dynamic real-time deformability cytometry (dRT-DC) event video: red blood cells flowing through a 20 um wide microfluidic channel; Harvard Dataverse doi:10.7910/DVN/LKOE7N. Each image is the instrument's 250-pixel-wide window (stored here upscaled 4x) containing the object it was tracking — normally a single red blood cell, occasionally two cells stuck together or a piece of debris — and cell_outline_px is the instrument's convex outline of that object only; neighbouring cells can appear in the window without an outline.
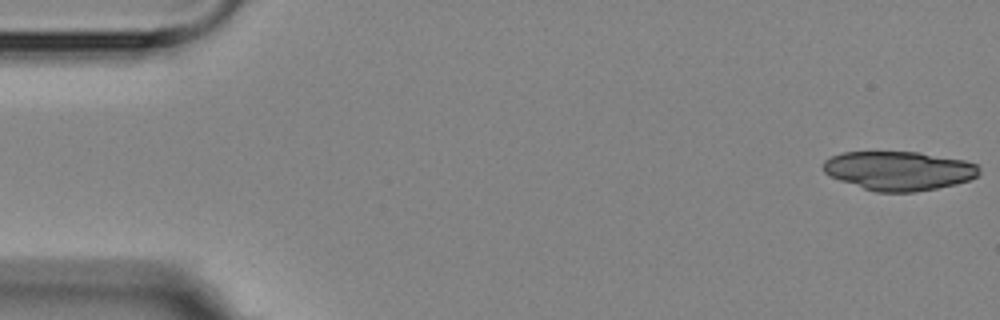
{"species": "Egyptian fruit bat (a non-hibernating species)", "species_latin": "Rousettus aegyptiacus", "temperature_condition": "room temperature", "stored_images_in_passage": 5, "camera_frame_rate_fps": 3000, "um_per_image_px": 0.085, "animal": {"sex": "female"}, "frame": {"image": 1, "passage_image": 1, "time_ms": 0.0, "image_size_px": [1000, 320], "cell_outline_px": [[980, 172], [976, 176], [968, 180], [956, 184], [916, 192], [876, 192], [840, 180], [824, 172], [824, 160], [840, 152], [920, 152], [964, 160], [976, 164], [980, 168]], "centroid_in_image_um": [76.42, 14.5], "position_along_channel_um": 8.6, "area_um2": 35.32}}